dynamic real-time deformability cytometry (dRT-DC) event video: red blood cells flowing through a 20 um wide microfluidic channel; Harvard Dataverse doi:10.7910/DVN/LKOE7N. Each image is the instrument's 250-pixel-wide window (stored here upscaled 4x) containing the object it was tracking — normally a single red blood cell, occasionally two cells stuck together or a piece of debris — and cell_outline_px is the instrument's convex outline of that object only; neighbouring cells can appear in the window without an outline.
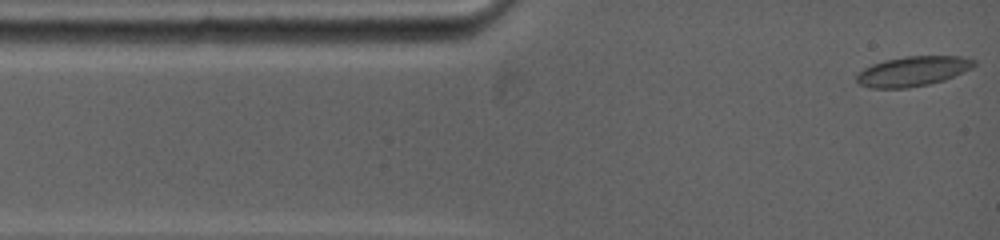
{"species": "common noctule bat (a hibernating species)", "species_latin": "Nyctalus noctula", "temperature_condition": "warm", "stored_images_in_passage": 9, "camera_frame_rate_fps": 5000, "um_per_image_px": 0.085, "animal": {"sex": "female", "body_mass_g": 19.0, "forearm_length_mm": 53.3}, "frame": {"image": 1, "passage_image": 1, "time_ms": 0.0, "image_size_px": [1000, 240], "cell_outline_px": [[976, 64], [972, 68], [944, 80], [928, 84], [908, 88], [868, 88], [860, 84], [856, 80], [856, 76], [864, 68], [872, 64], [884, 60], [908, 56], [960, 56], [976, 60]], "centroid_in_image_um": [77.59, 6.05], "position_along_channel_um": 7.4, "area_um2": 20.4}}
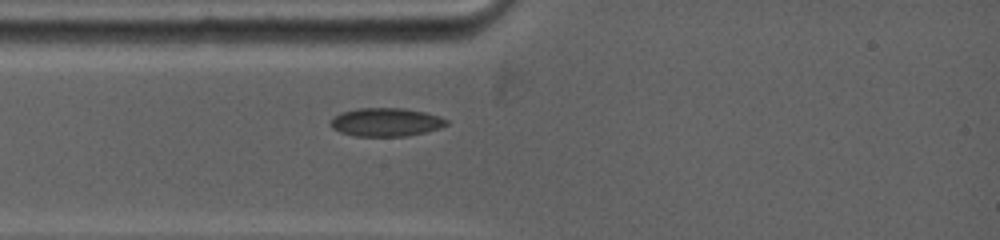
{"frame": {"image": 2, "passage_image": 6, "time_ms": 2.4, "image_size_px": [1000, 240], "cell_outline_px": [[448, 124], [440, 128], [408, 136], [356, 136], [340, 132], [332, 128], [328, 124], [332, 116], [340, 112], [356, 108], [404, 108], [424, 112], [440, 116], [448, 120]], "centroid_in_image_um": [32.76, 10.37], "position_along_channel_um": 52.2, "area_um2": 19.42}}
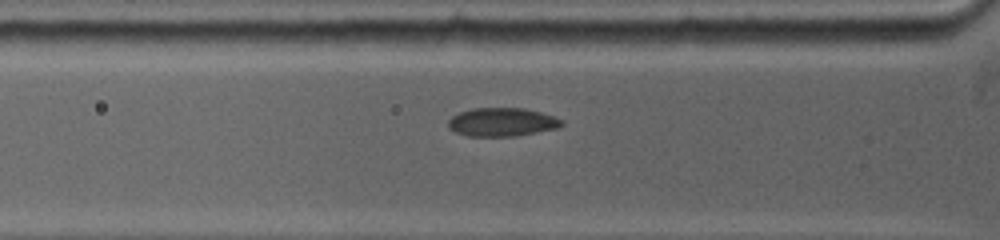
{"frame": {"image": 3, "passage_image": 8, "time_ms": 3.2, "image_size_px": [1000, 240], "cell_outline_px": [[564, 124], [560, 128], [516, 136], [468, 136], [456, 132], [448, 128], [448, 120], [452, 116], [460, 112], [472, 108], [524, 108], [540, 112], [564, 120]], "centroid_in_image_um": [42.69, 10.38], "position_along_channel_um": 83.1, "area_um2": 18.96}}